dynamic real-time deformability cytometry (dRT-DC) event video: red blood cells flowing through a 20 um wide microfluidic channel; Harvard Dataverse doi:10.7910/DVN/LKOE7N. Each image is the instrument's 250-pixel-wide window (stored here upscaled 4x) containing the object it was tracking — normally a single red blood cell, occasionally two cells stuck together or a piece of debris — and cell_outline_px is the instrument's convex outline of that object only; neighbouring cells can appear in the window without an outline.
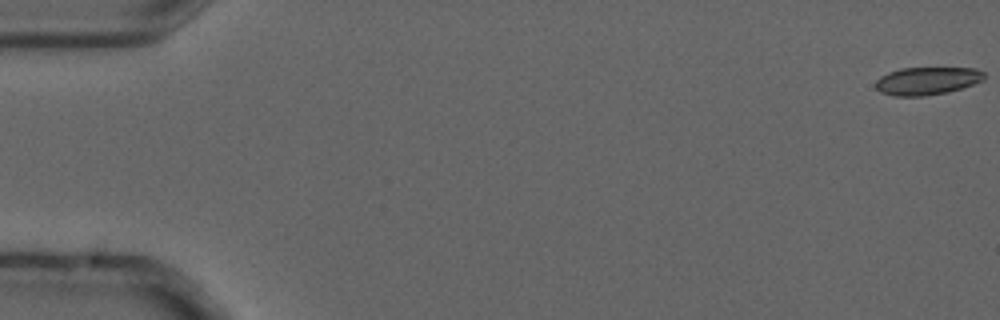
{"species": "common noctule bat (a hibernating species)", "species_latin": "Nyctalus noctula", "temperature_condition": "cold", "stored_images_in_passage": 5, "camera_frame_rate_fps": 3000, "um_per_image_px": 0.085, "animal": {"sex": "male", "forearm_length_mm": 52.5}, "frame": {"image": 1, "passage_image": 1, "time_ms": 0.0, "image_size_px": [1000, 320], "cell_outline_px": [[984, 80], [948, 92], [924, 96], [892, 96], [880, 92], [876, 88], [876, 80], [880, 76], [888, 72], [900, 68], [976, 68], [984, 72]], "centroid_in_image_um": [78.77, 6.87], "position_along_channel_um": 6.2, "area_um2": 17.63}}
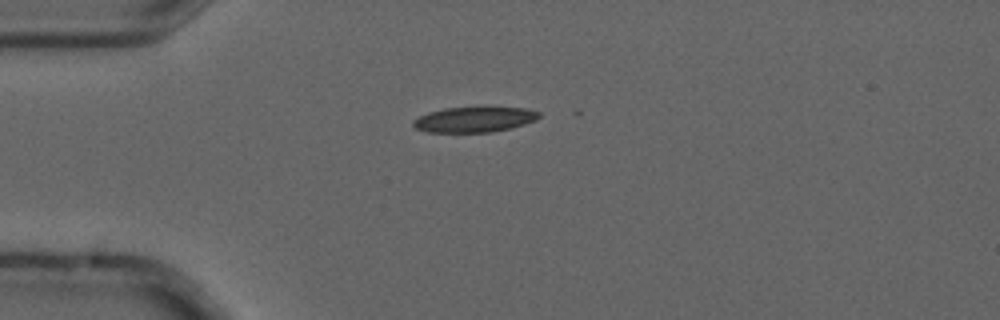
{"frame": {"image": 2, "passage_image": 4, "time_ms": 1.0, "image_size_px": [1000, 320], "cell_outline_px": [[540, 116], [536, 120], [512, 128], [492, 132], [428, 132], [416, 128], [412, 124], [412, 120], [428, 112], [444, 108], [480, 104], [528, 108], [540, 112]], "centroid_in_image_um": [40.37, 10.1], "position_along_channel_um": 44.6, "area_um2": 19.65}}